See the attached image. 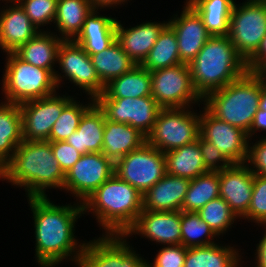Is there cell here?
I'll return each instance as SVG.
<instances>
[{
    "label": "cell",
    "instance_id": "6da1fadb",
    "mask_svg": "<svg viewBox=\"0 0 266 267\" xmlns=\"http://www.w3.org/2000/svg\"><path fill=\"white\" fill-rule=\"evenodd\" d=\"M33 212L36 257L41 267H53L76 252L78 264L85 243L77 247L73 233L75 222L84 213L83 204L78 206L54 205L47 197H29ZM80 215V216H79ZM77 250V251H76Z\"/></svg>",
    "mask_w": 266,
    "mask_h": 267
},
{
    "label": "cell",
    "instance_id": "7a4b0ae2",
    "mask_svg": "<svg viewBox=\"0 0 266 267\" xmlns=\"http://www.w3.org/2000/svg\"><path fill=\"white\" fill-rule=\"evenodd\" d=\"M26 187L27 197H47L48 187L63 188L65 174L55 159L49 141L23 140L9 163L0 171V179Z\"/></svg>",
    "mask_w": 266,
    "mask_h": 267
},
{
    "label": "cell",
    "instance_id": "3957f363",
    "mask_svg": "<svg viewBox=\"0 0 266 267\" xmlns=\"http://www.w3.org/2000/svg\"><path fill=\"white\" fill-rule=\"evenodd\" d=\"M189 67L192 85L202 100L248 71L229 37L217 35L209 38Z\"/></svg>",
    "mask_w": 266,
    "mask_h": 267
},
{
    "label": "cell",
    "instance_id": "277c9868",
    "mask_svg": "<svg viewBox=\"0 0 266 267\" xmlns=\"http://www.w3.org/2000/svg\"><path fill=\"white\" fill-rule=\"evenodd\" d=\"M82 204L84 212L94 211L107 235H125L143 210V195L114 173Z\"/></svg>",
    "mask_w": 266,
    "mask_h": 267
},
{
    "label": "cell",
    "instance_id": "5b68a950",
    "mask_svg": "<svg viewBox=\"0 0 266 267\" xmlns=\"http://www.w3.org/2000/svg\"><path fill=\"white\" fill-rule=\"evenodd\" d=\"M261 75L248 70L237 80L211 92L202 101L216 118L248 133L259 109Z\"/></svg>",
    "mask_w": 266,
    "mask_h": 267
},
{
    "label": "cell",
    "instance_id": "8992f818",
    "mask_svg": "<svg viewBox=\"0 0 266 267\" xmlns=\"http://www.w3.org/2000/svg\"><path fill=\"white\" fill-rule=\"evenodd\" d=\"M8 61L3 76V91L7 103L22 104L44 98L58 89L54 75L20 59L15 53H7Z\"/></svg>",
    "mask_w": 266,
    "mask_h": 267
},
{
    "label": "cell",
    "instance_id": "52a82bcc",
    "mask_svg": "<svg viewBox=\"0 0 266 267\" xmlns=\"http://www.w3.org/2000/svg\"><path fill=\"white\" fill-rule=\"evenodd\" d=\"M185 109H161L147 143L165 153L195 142L200 135V115Z\"/></svg>",
    "mask_w": 266,
    "mask_h": 267
},
{
    "label": "cell",
    "instance_id": "ba28073f",
    "mask_svg": "<svg viewBox=\"0 0 266 267\" xmlns=\"http://www.w3.org/2000/svg\"><path fill=\"white\" fill-rule=\"evenodd\" d=\"M236 5L230 17L228 37L247 62L257 52L266 35V4L261 0H247L242 6Z\"/></svg>",
    "mask_w": 266,
    "mask_h": 267
},
{
    "label": "cell",
    "instance_id": "9c48e42d",
    "mask_svg": "<svg viewBox=\"0 0 266 267\" xmlns=\"http://www.w3.org/2000/svg\"><path fill=\"white\" fill-rule=\"evenodd\" d=\"M114 173L144 195L166 175L165 155L146 142L116 161Z\"/></svg>",
    "mask_w": 266,
    "mask_h": 267
},
{
    "label": "cell",
    "instance_id": "30bf717a",
    "mask_svg": "<svg viewBox=\"0 0 266 267\" xmlns=\"http://www.w3.org/2000/svg\"><path fill=\"white\" fill-rule=\"evenodd\" d=\"M150 73L151 96L162 109L187 108L189 103L202 100L192 85L189 64L180 63Z\"/></svg>",
    "mask_w": 266,
    "mask_h": 267
},
{
    "label": "cell",
    "instance_id": "8fae6325",
    "mask_svg": "<svg viewBox=\"0 0 266 267\" xmlns=\"http://www.w3.org/2000/svg\"><path fill=\"white\" fill-rule=\"evenodd\" d=\"M95 103L104 112L106 119L129 124L146 137L151 133L157 115L162 109L152 96L96 98Z\"/></svg>",
    "mask_w": 266,
    "mask_h": 267
},
{
    "label": "cell",
    "instance_id": "7c38bea8",
    "mask_svg": "<svg viewBox=\"0 0 266 267\" xmlns=\"http://www.w3.org/2000/svg\"><path fill=\"white\" fill-rule=\"evenodd\" d=\"M103 236L84 245L79 267H146V261L125 243L124 235Z\"/></svg>",
    "mask_w": 266,
    "mask_h": 267
},
{
    "label": "cell",
    "instance_id": "4fadbf2b",
    "mask_svg": "<svg viewBox=\"0 0 266 267\" xmlns=\"http://www.w3.org/2000/svg\"><path fill=\"white\" fill-rule=\"evenodd\" d=\"M115 163L102 152L81 155L65 174L63 189L71 191L84 203L93 192L114 174Z\"/></svg>",
    "mask_w": 266,
    "mask_h": 267
},
{
    "label": "cell",
    "instance_id": "5bb4252c",
    "mask_svg": "<svg viewBox=\"0 0 266 267\" xmlns=\"http://www.w3.org/2000/svg\"><path fill=\"white\" fill-rule=\"evenodd\" d=\"M55 96V93L36 100L20 104L22 116V135L26 141H49L54 123L63 108L73 97Z\"/></svg>",
    "mask_w": 266,
    "mask_h": 267
},
{
    "label": "cell",
    "instance_id": "9a60e30c",
    "mask_svg": "<svg viewBox=\"0 0 266 267\" xmlns=\"http://www.w3.org/2000/svg\"><path fill=\"white\" fill-rule=\"evenodd\" d=\"M203 112L200 113V136L211 142L231 164L245 163L249 142L247 133L216 118L206 108Z\"/></svg>",
    "mask_w": 266,
    "mask_h": 267
},
{
    "label": "cell",
    "instance_id": "2e32d148",
    "mask_svg": "<svg viewBox=\"0 0 266 267\" xmlns=\"http://www.w3.org/2000/svg\"><path fill=\"white\" fill-rule=\"evenodd\" d=\"M57 62L65 76L79 88H83L92 99L104 92L89 54L74 40H63L59 46Z\"/></svg>",
    "mask_w": 266,
    "mask_h": 267
},
{
    "label": "cell",
    "instance_id": "e0dca14e",
    "mask_svg": "<svg viewBox=\"0 0 266 267\" xmlns=\"http://www.w3.org/2000/svg\"><path fill=\"white\" fill-rule=\"evenodd\" d=\"M185 5L180 18L167 23L176 34L181 62L189 64L212 35L197 11L188 2Z\"/></svg>",
    "mask_w": 266,
    "mask_h": 267
},
{
    "label": "cell",
    "instance_id": "ac0fdd59",
    "mask_svg": "<svg viewBox=\"0 0 266 267\" xmlns=\"http://www.w3.org/2000/svg\"><path fill=\"white\" fill-rule=\"evenodd\" d=\"M133 233L168 245L181 244V211L142 210L135 224L124 235Z\"/></svg>",
    "mask_w": 266,
    "mask_h": 267
},
{
    "label": "cell",
    "instance_id": "d6986e66",
    "mask_svg": "<svg viewBox=\"0 0 266 267\" xmlns=\"http://www.w3.org/2000/svg\"><path fill=\"white\" fill-rule=\"evenodd\" d=\"M247 164H231L219 171L220 197L239 217L247 213L252 193L254 173Z\"/></svg>",
    "mask_w": 266,
    "mask_h": 267
},
{
    "label": "cell",
    "instance_id": "ffe728a7",
    "mask_svg": "<svg viewBox=\"0 0 266 267\" xmlns=\"http://www.w3.org/2000/svg\"><path fill=\"white\" fill-rule=\"evenodd\" d=\"M13 5L0 13V47L7 53L16 52L40 31L18 2Z\"/></svg>",
    "mask_w": 266,
    "mask_h": 267
},
{
    "label": "cell",
    "instance_id": "44dd1931",
    "mask_svg": "<svg viewBox=\"0 0 266 267\" xmlns=\"http://www.w3.org/2000/svg\"><path fill=\"white\" fill-rule=\"evenodd\" d=\"M190 180L168 173L143 195V210L181 211Z\"/></svg>",
    "mask_w": 266,
    "mask_h": 267
},
{
    "label": "cell",
    "instance_id": "7402d4cb",
    "mask_svg": "<svg viewBox=\"0 0 266 267\" xmlns=\"http://www.w3.org/2000/svg\"><path fill=\"white\" fill-rule=\"evenodd\" d=\"M167 24L146 22L136 27L124 29L121 23L117 21L116 40L130 59L136 65H141Z\"/></svg>",
    "mask_w": 266,
    "mask_h": 267
},
{
    "label": "cell",
    "instance_id": "603a6c76",
    "mask_svg": "<svg viewBox=\"0 0 266 267\" xmlns=\"http://www.w3.org/2000/svg\"><path fill=\"white\" fill-rule=\"evenodd\" d=\"M146 142L147 137L138 129L105 118L102 153L114 163Z\"/></svg>",
    "mask_w": 266,
    "mask_h": 267
},
{
    "label": "cell",
    "instance_id": "cb8c5ba5",
    "mask_svg": "<svg viewBox=\"0 0 266 267\" xmlns=\"http://www.w3.org/2000/svg\"><path fill=\"white\" fill-rule=\"evenodd\" d=\"M56 36V37H55ZM64 39L58 38L50 32L39 31L26 44H23L16 52L20 59L39 68L48 69L55 78V83L59 88L62 81L57 72L54 71L52 65L57 61L58 50Z\"/></svg>",
    "mask_w": 266,
    "mask_h": 267
},
{
    "label": "cell",
    "instance_id": "d4e9b609",
    "mask_svg": "<svg viewBox=\"0 0 266 267\" xmlns=\"http://www.w3.org/2000/svg\"><path fill=\"white\" fill-rule=\"evenodd\" d=\"M105 114L94 103L82 116L77 130L66 142L80 154L102 152Z\"/></svg>",
    "mask_w": 266,
    "mask_h": 267
},
{
    "label": "cell",
    "instance_id": "484cf974",
    "mask_svg": "<svg viewBox=\"0 0 266 267\" xmlns=\"http://www.w3.org/2000/svg\"><path fill=\"white\" fill-rule=\"evenodd\" d=\"M95 10L86 17L81 32L74 39L89 55L102 52L116 41L117 20L98 16Z\"/></svg>",
    "mask_w": 266,
    "mask_h": 267
},
{
    "label": "cell",
    "instance_id": "4316f807",
    "mask_svg": "<svg viewBox=\"0 0 266 267\" xmlns=\"http://www.w3.org/2000/svg\"><path fill=\"white\" fill-rule=\"evenodd\" d=\"M23 141L22 116L19 104L0 105V171L9 163L16 147Z\"/></svg>",
    "mask_w": 266,
    "mask_h": 267
},
{
    "label": "cell",
    "instance_id": "83f0119b",
    "mask_svg": "<svg viewBox=\"0 0 266 267\" xmlns=\"http://www.w3.org/2000/svg\"><path fill=\"white\" fill-rule=\"evenodd\" d=\"M151 96V73L141 65L112 79L97 98H136Z\"/></svg>",
    "mask_w": 266,
    "mask_h": 267
},
{
    "label": "cell",
    "instance_id": "f1b7e54d",
    "mask_svg": "<svg viewBox=\"0 0 266 267\" xmlns=\"http://www.w3.org/2000/svg\"><path fill=\"white\" fill-rule=\"evenodd\" d=\"M166 160V173L192 180L206 169L199 147V139L195 142L164 153Z\"/></svg>",
    "mask_w": 266,
    "mask_h": 267
},
{
    "label": "cell",
    "instance_id": "f546056e",
    "mask_svg": "<svg viewBox=\"0 0 266 267\" xmlns=\"http://www.w3.org/2000/svg\"><path fill=\"white\" fill-rule=\"evenodd\" d=\"M94 9L90 0H58L54 23L64 40H74ZM64 36V37H63Z\"/></svg>",
    "mask_w": 266,
    "mask_h": 267
},
{
    "label": "cell",
    "instance_id": "4dcf8cb0",
    "mask_svg": "<svg viewBox=\"0 0 266 267\" xmlns=\"http://www.w3.org/2000/svg\"><path fill=\"white\" fill-rule=\"evenodd\" d=\"M212 36H228L233 0H188Z\"/></svg>",
    "mask_w": 266,
    "mask_h": 267
},
{
    "label": "cell",
    "instance_id": "1f68e13d",
    "mask_svg": "<svg viewBox=\"0 0 266 267\" xmlns=\"http://www.w3.org/2000/svg\"><path fill=\"white\" fill-rule=\"evenodd\" d=\"M100 81L107 85L112 79L127 73L136 64L116 40L102 52L89 55Z\"/></svg>",
    "mask_w": 266,
    "mask_h": 267
},
{
    "label": "cell",
    "instance_id": "d6a6232c",
    "mask_svg": "<svg viewBox=\"0 0 266 267\" xmlns=\"http://www.w3.org/2000/svg\"><path fill=\"white\" fill-rule=\"evenodd\" d=\"M238 254L233 247L216 243L187 248L184 267H237L240 260Z\"/></svg>",
    "mask_w": 266,
    "mask_h": 267
},
{
    "label": "cell",
    "instance_id": "836d02e7",
    "mask_svg": "<svg viewBox=\"0 0 266 267\" xmlns=\"http://www.w3.org/2000/svg\"><path fill=\"white\" fill-rule=\"evenodd\" d=\"M182 63L174 30L167 24L141 66L150 72Z\"/></svg>",
    "mask_w": 266,
    "mask_h": 267
},
{
    "label": "cell",
    "instance_id": "e575fe53",
    "mask_svg": "<svg viewBox=\"0 0 266 267\" xmlns=\"http://www.w3.org/2000/svg\"><path fill=\"white\" fill-rule=\"evenodd\" d=\"M220 196L219 171H208L190 180L181 211L197 212Z\"/></svg>",
    "mask_w": 266,
    "mask_h": 267
},
{
    "label": "cell",
    "instance_id": "d590c367",
    "mask_svg": "<svg viewBox=\"0 0 266 267\" xmlns=\"http://www.w3.org/2000/svg\"><path fill=\"white\" fill-rule=\"evenodd\" d=\"M216 235L197 212L181 211V244L184 247L193 248L215 244L210 240H213L211 238ZM201 236L207 238L201 240Z\"/></svg>",
    "mask_w": 266,
    "mask_h": 267
},
{
    "label": "cell",
    "instance_id": "8d00e7d4",
    "mask_svg": "<svg viewBox=\"0 0 266 267\" xmlns=\"http://www.w3.org/2000/svg\"><path fill=\"white\" fill-rule=\"evenodd\" d=\"M92 103L88 105H80L79 102L71 100L61 112L60 117L54 123L49 142L54 141H66L78 128L80 119L83 114L95 103V99H92Z\"/></svg>",
    "mask_w": 266,
    "mask_h": 267
},
{
    "label": "cell",
    "instance_id": "74e56055",
    "mask_svg": "<svg viewBox=\"0 0 266 267\" xmlns=\"http://www.w3.org/2000/svg\"><path fill=\"white\" fill-rule=\"evenodd\" d=\"M201 219L218 235L223 234L238 217L220 196L206 203L197 211Z\"/></svg>",
    "mask_w": 266,
    "mask_h": 267
},
{
    "label": "cell",
    "instance_id": "f35d334b",
    "mask_svg": "<svg viewBox=\"0 0 266 267\" xmlns=\"http://www.w3.org/2000/svg\"><path fill=\"white\" fill-rule=\"evenodd\" d=\"M58 0H19L18 3L30 18V21L39 28L41 25L53 22L56 16Z\"/></svg>",
    "mask_w": 266,
    "mask_h": 267
},
{
    "label": "cell",
    "instance_id": "ab89813d",
    "mask_svg": "<svg viewBox=\"0 0 266 267\" xmlns=\"http://www.w3.org/2000/svg\"><path fill=\"white\" fill-rule=\"evenodd\" d=\"M261 225L266 224V177L254 174L253 193L247 213L243 216Z\"/></svg>",
    "mask_w": 266,
    "mask_h": 267
},
{
    "label": "cell",
    "instance_id": "60d3db41",
    "mask_svg": "<svg viewBox=\"0 0 266 267\" xmlns=\"http://www.w3.org/2000/svg\"><path fill=\"white\" fill-rule=\"evenodd\" d=\"M187 248L182 244L164 246L154 259V263L146 262V267H184Z\"/></svg>",
    "mask_w": 266,
    "mask_h": 267
},
{
    "label": "cell",
    "instance_id": "b9f144b4",
    "mask_svg": "<svg viewBox=\"0 0 266 267\" xmlns=\"http://www.w3.org/2000/svg\"><path fill=\"white\" fill-rule=\"evenodd\" d=\"M198 139L203 163L208 171L218 172L231 165L225 156H223V154L211 142L203 139L200 135L198 136ZM218 162H222V164L218 165Z\"/></svg>",
    "mask_w": 266,
    "mask_h": 267
},
{
    "label": "cell",
    "instance_id": "7bdbcfd3",
    "mask_svg": "<svg viewBox=\"0 0 266 267\" xmlns=\"http://www.w3.org/2000/svg\"><path fill=\"white\" fill-rule=\"evenodd\" d=\"M55 159L64 174H66L73 165L77 163L81 155L73 146L66 141L49 142Z\"/></svg>",
    "mask_w": 266,
    "mask_h": 267
},
{
    "label": "cell",
    "instance_id": "ee69618b",
    "mask_svg": "<svg viewBox=\"0 0 266 267\" xmlns=\"http://www.w3.org/2000/svg\"><path fill=\"white\" fill-rule=\"evenodd\" d=\"M247 162L252 166L254 165V169L250 167V170L254 174H259L266 177V138L260 139V141L255 143L252 147H250L248 143L247 158L245 163Z\"/></svg>",
    "mask_w": 266,
    "mask_h": 267
},
{
    "label": "cell",
    "instance_id": "f6af8a7d",
    "mask_svg": "<svg viewBox=\"0 0 266 267\" xmlns=\"http://www.w3.org/2000/svg\"><path fill=\"white\" fill-rule=\"evenodd\" d=\"M247 69L266 77V35L257 52L246 62Z\"/></svg>",
    "mask_w": 266,
    "mask_h": 267
},
{
    "label": "cell",
    "instance_id": "bcb514c9",
    "mask_svg": "<svg viewBox=\"0 0 266 267\" xmlns=\"http://www.w3.org/2000/svg\"><path fill=\"white\" fill-rule=\"evenodd\" d=\"M257 130H266V110L260 108L257 110L251 128L247 133L248 138L252 137V134Z\"/></svg>",
    "mask_w": 266,
    "mask_h": 267
},
{
    "label": "cell",
    "instance_id": "7dc6e473",
    "mask_svg": "<svg viewBox=\"0 0 266 267\" xmlns=\"http://www.w3.org/2000/svg\"><path fill=\"white\" fill-rule=\"evenodd\" d=\"M266 226V224H265ZM256 260L257 266L256 267H266V230L263 238L259 241V244L256 249Z\"/></svg>",
    "mask_w": 266,
    "mask_h": 267
},
{
    "label": "cell",
    "instance_id": "c3c4849f",
    "mask_svg": "<svg viewBox=\"0 0 266 267\" xmlns=\"http://www.w3.org/2000/svg\"><path fill=\"white\" fill-rule=\"evenodd\" d=\"M90 1L93 7L98 10L99 7H101L102 9L103 7H110L116 4L119 5L123 2H126L127 0H90Z\"/></svg>",
    "mask_w": 266,
    "mask_h": 267
},
{
    "label": "cell",
    "instance_id": "681fc988",
    "mask_svg": "<svg viewBox=\"0 0 266 267\" xmlns=\"http://www.w3.org/2000/svg\"><path fill=\"white\" fill-rule=\"evenodd\" d=\"M259 108L266 110V77L261 75V97Z\"/></svg>",
    "mask_w": 266,
    "mask_h": 267
},
{
    "label": "cell",
    "instance_id": "f907efd6",
    "mask_svg": "<svg viewBox=\"0 0 266 267\" xmlns=\"http://www.w3.org/2000/svg\"><path fill=\"white\" fill-rule=\"evenodd\" d=\"M6 1H11V3L18 2L19 0H6Z\"/></svg>",
    "mask_w": 266,
    "mask_h": 267
}]
</instances>
